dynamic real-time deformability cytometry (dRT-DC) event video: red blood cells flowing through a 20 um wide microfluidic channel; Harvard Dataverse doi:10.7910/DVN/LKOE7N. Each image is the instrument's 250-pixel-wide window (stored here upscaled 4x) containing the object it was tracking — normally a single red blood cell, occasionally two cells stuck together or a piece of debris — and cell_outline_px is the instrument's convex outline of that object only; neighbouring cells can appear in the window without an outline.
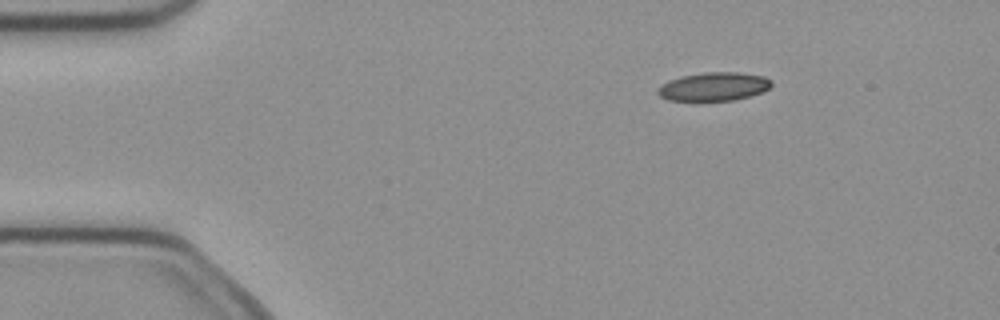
{"species": "common noctule bat (a hibernating species)", "species_latin": "Nyctalus noctula", "temperature_condition": "cold", "stored_images_in_passage": 5, "camera_frame_rate_fps": 3000, "um_per_image_px": 0.085, "animal": {"sex": "female", "body_mass_g": 21.9}, "frame": {"image": 1, "passage_image": 3, "time_ms": 0.667, "image_size_px": [1000, 320], "cell_outline_px": [[772, 84], [764, 92], [732, 100], [668, 100], [660, 96], [656, 92], [656, 88], [660, 84], [668, 80], [684, 76], [704, 72], [736, 72], [764, 76], [772, 80]], "centroid_in_image_um": [60.65, 7.35], "position_along_channel_um": 24.3, "area_um2": 18.84}}
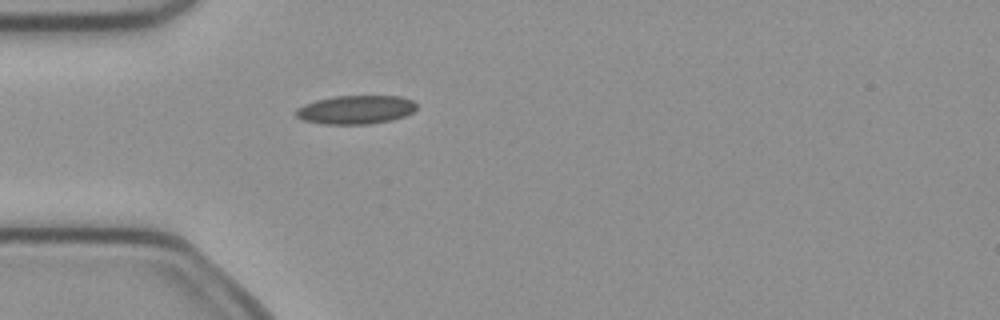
{"frame": {"image": 2, "passage_image": 5, "time_ms": 1.333, "image_size_px": [1000, 320], "cell_outline_px": [[416, 108], [412, 112], [404, 116], [392, 120], [368, 124], [320, 124], [300, 120], [296, 116], [296, 108], [304, 104], [316, 100], [336, 96], [400, 96], [412, 100], [416, 104]], "centroid_in_image_um": [30.2, 9.33], "position_along_channel_um": 54.8, "area_um2": 20.23}}